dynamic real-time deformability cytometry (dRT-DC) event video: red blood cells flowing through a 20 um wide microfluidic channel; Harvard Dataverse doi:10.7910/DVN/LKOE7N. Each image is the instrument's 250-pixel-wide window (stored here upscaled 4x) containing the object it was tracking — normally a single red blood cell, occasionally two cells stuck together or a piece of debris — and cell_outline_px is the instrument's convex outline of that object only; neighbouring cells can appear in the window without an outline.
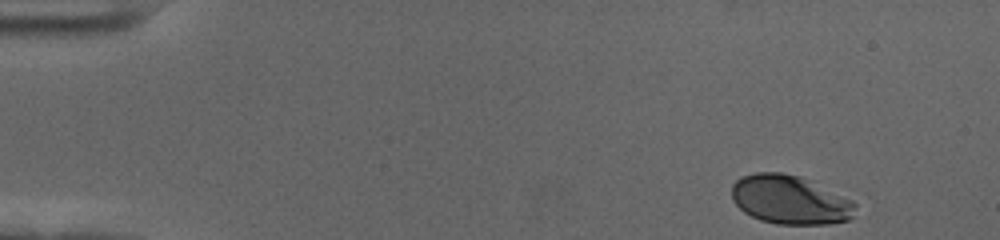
{"species": "human", "species_latin": "Homo sapiens", "temperature_condition": "cold", "stored_images_in_passage": 45, "camera_frame_rate_fps": 3000, "um_per_image_px": 0.085, "donor": {"sex": "female"}, "frame": {"image": 1, "passage_image": 1, "time_ms": 0.0, "image_size_px": [1000, 240], "cell_outline_px": [[860, 200], [852, 216], [848, 220], [828, 224], [776, 224], [760, 220], [744, 212], [732, 200], [732, 184], [740, 176], [756, 172], [784, 172], [800, 176]], "centroid_in_image_um": [67.22, 16.96], "position_along_channel_um": 17.8, "area_um2": 36.13}}
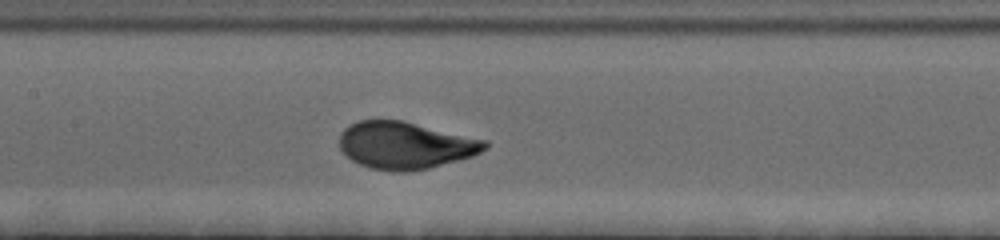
{"frame": {"image": 2, "passage_image": 24, "time_ms": 7.667, "image_size_px": [1000, 240], "cell_outline_px": [[488, 148], [472, 156], [428, 168], [404, 172], [392, 172], [368, 168], [352, 160], [340, 148], [340, 132], [344, 128], [360, 120], [404, 120], [488, 140]], "centroid_in_image_um": [34.47, 12.35], "position_along_channel_um": 172.9, "area_um2": 40.11}}
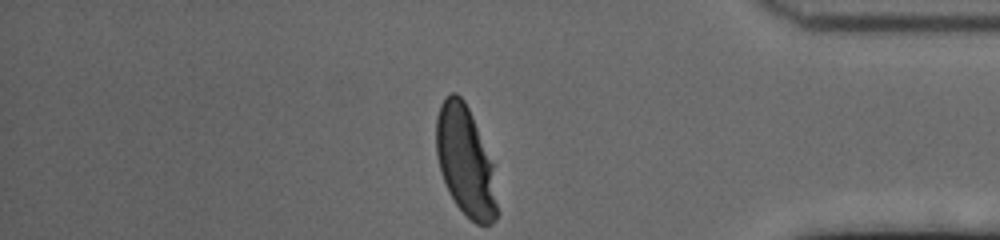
{"frame": {"image": 3, "passage_image": 45, "time_ms": 14.667, "image_size_px": [1000, 240], "cell_outline_px": [[496, 220], [492, 224], [476, 224], [456, 204], [448, 192], [440, 172], [436, 156], [436, 116], [440, 104], [452, 92], [456, 92], [464, 100], [468, 108], [492, 164], [496, 204]], "centroid_in_image_um": [39.51, 13.7], "position_along_channel_um": 395.7, "area_um2": 38.15}, "authors_computed_cell_mechanics": {"area_um2": 38.9572, "velocity_mm_per_s": 3.5193, "shape_relaxation_time_tau1_ms": 2.9146, "shape_relaxation_time_tau2_ms": null, "deformation_change_tau1": 0.1619, "deformation_change_tau2": null}}